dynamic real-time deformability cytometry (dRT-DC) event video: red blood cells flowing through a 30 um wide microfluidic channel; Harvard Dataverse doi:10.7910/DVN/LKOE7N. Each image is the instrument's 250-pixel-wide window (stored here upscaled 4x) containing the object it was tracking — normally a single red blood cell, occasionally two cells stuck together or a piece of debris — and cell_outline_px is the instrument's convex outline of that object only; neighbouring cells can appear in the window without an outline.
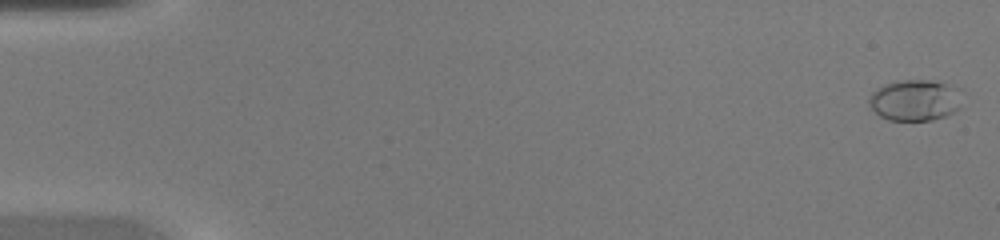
{"species": "common noctule bat (a hibernating species)", "species_latin": "Nyctalus noctula", "temperature_condition": "warm", "stored_images_in_passage": 47, "camera_frame_rate_fps": 3000, "um_per_image_px": 0.085, "animal": {"sex": "female", "body_mass_g": 20.0, "forearm_length_mm": 54.0}, "frame": {"image": 1, "passage_image": 2, "time_ms": 0.333, "image_size_px": [1000, 240], "cell_outline_px": [[960, 108], [944, 116], [932, 120], [888, 120], [880, 116], [868, 104], [868, 100], [872, 92], [876, 88], [884, 84], [900, 80], [928, 80], [944, 84]], "centroid_in_image_um": [77.56, 8.55], "position_along_channel_um": 7.4, "area_um2": 21.1}}
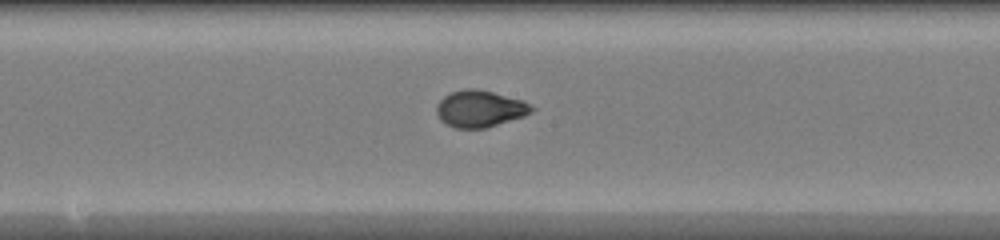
{"frame": {"image": 2, "passage_image": 26, "time_ms": 8.333, "image_size_px": [1000, 240], "cell_outline_px": [[536, 108], [532, 112], [524, 116], [484, 128], [456, 128], [440, 120], [436, 112], [436, 104], [444, 96], [452, 92], [464, 88], [476, 88], [524, 100]], "centroid_in_image_um": [40.8, 9.23], "position_along_channel_um": 207.4, "area_um2": 20.35}}
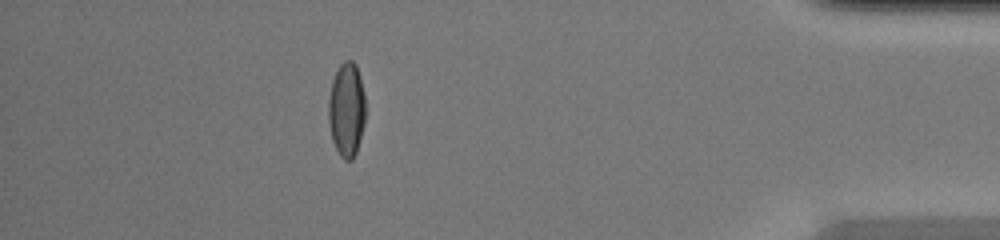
{"frame": {"image": 3, "passage_image": 42, "time_ms": 13.667, "image_size_px": [1000, 240], "cell_outline_px": [[364, 124], [356, 152], [352, 160], [344, 160], [340, 156], [332, 140], [328, 120], [328, 100], [332, 80], [340, 64], [344, 60], [352, 60], [356, 64], [360, 76], [364, 92]], "centroid_in_image_um": [29.45, 9.3], "position_along_channel_um": 405.8, "area_um2": 20.35}}